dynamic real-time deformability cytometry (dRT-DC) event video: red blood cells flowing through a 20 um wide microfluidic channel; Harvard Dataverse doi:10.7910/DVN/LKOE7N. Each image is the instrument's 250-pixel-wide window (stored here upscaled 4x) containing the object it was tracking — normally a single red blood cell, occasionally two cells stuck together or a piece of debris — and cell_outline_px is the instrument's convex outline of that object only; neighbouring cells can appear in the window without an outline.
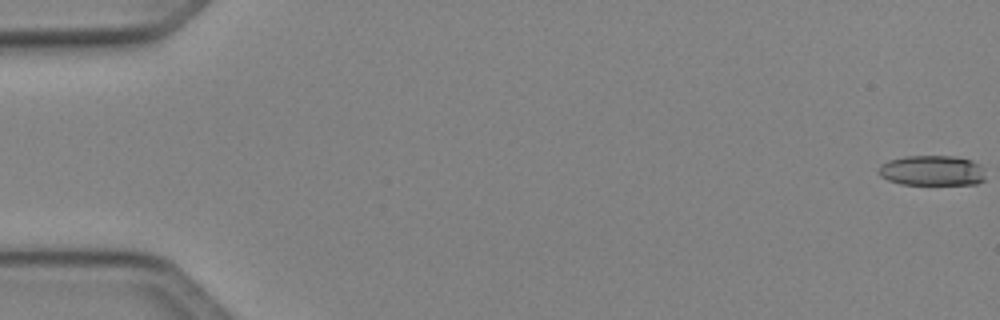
{"species": "Egyptian fruit bat (a non-hibernating species)", "species_latin": "Rousettus aegyptiacus", "temperature_condition": "cold", "stored_images_in_passage": 51, "camera_frame_rate_fps": 3000, "um_per_image_px": 0.085, "animal": {"sex": "female"}, "frame": {"image": 1, "passage_image": 1, "time_ms": 0.0, "image_size_px": [1000, 320], "cell_outline_px": [[984, 180], [976, 184], [900, 184], [888, 180], [880, 176], [880, 164], [888, 160], [904, 156], [952, 156], [972, 160], [980, 164], [984, 168]], "centroid_in_image_um": [79.24, 14.49], "position_along_channel_um": 5.8, "area_um2": 18.9}}
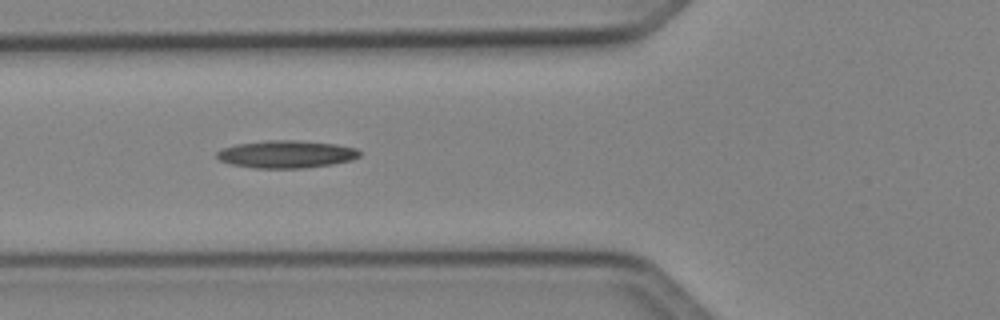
{"frame": {"image": 2, "passage_image": 20, "time_ms": 6.333, "image_size_px": [1000, 320], "cell_outline_px": [[360, 156], [352, 160], [332, 164], [304, 168], [252, 168], [228, 164], [220, 160], [216, 156], [216, 152], [224, 148], [236, 144], [268, 140], [292, 140], [336, 144], [356, 148], [360, 152]], "centroid_in_image_um": [24.32, 13.11], "position_along_channel_um": 101.5, "area_um2": 22.95}}
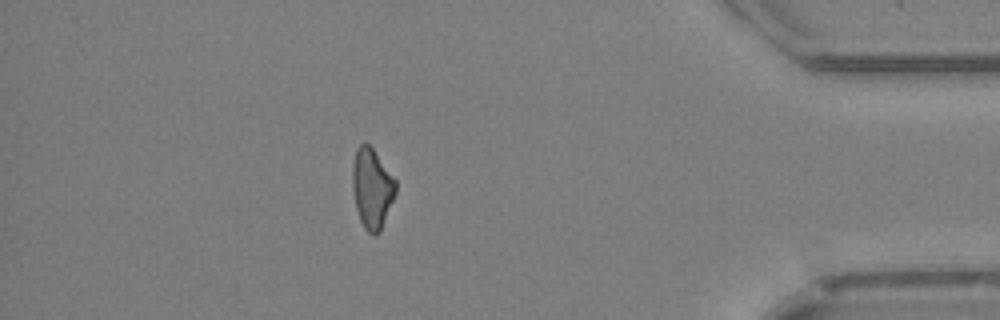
{"frame": {"image": 3, "passage_image": 45, "time_ms": 14.667, "image_size_px": [1000, 320], "cell_outline_px": [[396, 192], [380, 232], [376, 236], [372, 236], [364, 228], [360, 220], [356, 208], [352, 188], [352, 168], [356, 148], [364, 140], [372, 148], [396, 180]], "centroid_in_image_um": [31.6, 16.02], "position_along_channel_um": 403.6, "area_um2": 20.23}}